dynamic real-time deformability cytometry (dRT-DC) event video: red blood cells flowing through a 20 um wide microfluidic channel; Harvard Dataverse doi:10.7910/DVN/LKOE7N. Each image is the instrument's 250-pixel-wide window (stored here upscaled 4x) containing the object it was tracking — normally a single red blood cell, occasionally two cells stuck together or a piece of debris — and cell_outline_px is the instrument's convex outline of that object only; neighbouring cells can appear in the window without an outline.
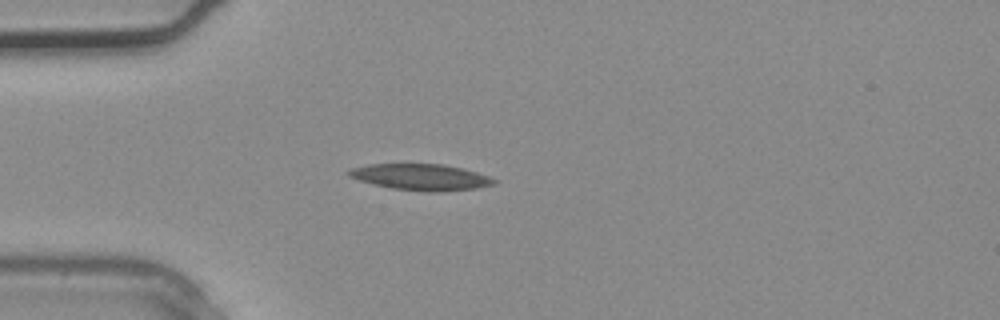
{"species": "common noctule bat (a hibernating species)", "species_latin": "Nyctalus noctula", "temperature_condition": "warm", "stored_images_in_passage": 2, "camera_frame_rate_fps": 3000, "um_per_image_px": 0.085, "animal": {"sex": "male", "body_mass_g": 20.4}, "frame": {"image": 1, "passage_image": 2, "time_ms": 0.333, "image_size_px": [1000, 320], "cell_outline_px": [[496, 184], [476, 188], [440, 192], [428, 192], [392, 188], [360, 180], [348, 176], [344, 172], [352, 168], [368, 164], [444, 164], [464, 168], [488, 176], [496, 180]], "centroid_in_image_um": [35.79, 15.05], "position_along_channel_um": 49.2, "area_um2": 22.2}}